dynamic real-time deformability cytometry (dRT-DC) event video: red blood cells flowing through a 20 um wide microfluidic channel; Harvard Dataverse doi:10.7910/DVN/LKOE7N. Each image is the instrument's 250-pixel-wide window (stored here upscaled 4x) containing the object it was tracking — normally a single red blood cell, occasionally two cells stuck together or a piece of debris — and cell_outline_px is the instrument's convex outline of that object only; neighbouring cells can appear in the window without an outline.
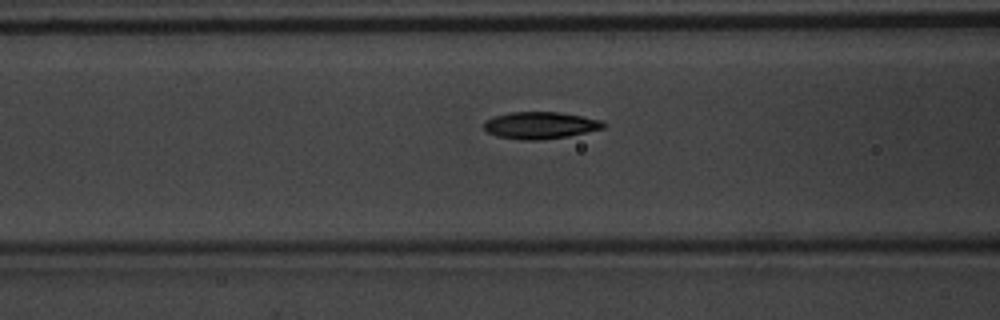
{"species": "common noctule bat (a hibernating species)", "species_latin": "Nyctalus noctula", "temperature_condition": "warm", "stored_images_in_passage": 28, "camera_frame_rate_fps": 3000, "um_per_image_px": 0.085, "animal": {"sex": "male", "body_mass_g": 20.1, "forearm_length_mm": 53.5}, "frame": {"image": 1, "passage_image": 5, "time_ms": 1.333, "image_size_px": [1000, 320], "cell_outline_px": [[608, 124], [604, 128], [568, 136], [536, 140], [520, 140], [496, 136], [488, 132], [484, 128], [484, 120], [492, 116], [508, 112], [560, 112], [600, 120]], "centroid_in_image_um": [45.88, 10.64], "position_along_channel_um": 120.7, "area_um2": 18.84}}
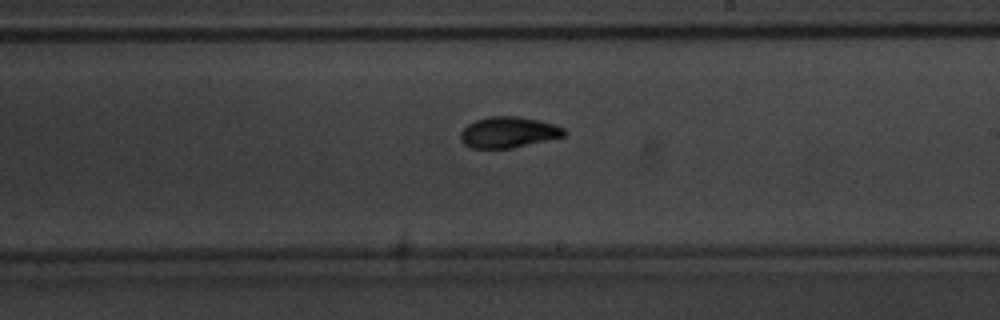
{"frame": {"image": 2, "passage_image": 15, "time_ms": 4.667, "image_size_px": [1000, 320], "cell_outline_px": [[568, 132], [564, 136], [512, 148], [472, 148], [464, 144], [460, 140], [460, 132], [468, 124], [476, 120], [488, 116], [520, 116], [540, 120], [564, 128]], "centroid_in_image_um": [43.21, 11.23], "position_along_channel_um": 245.8, "area_um2": 18.73}}
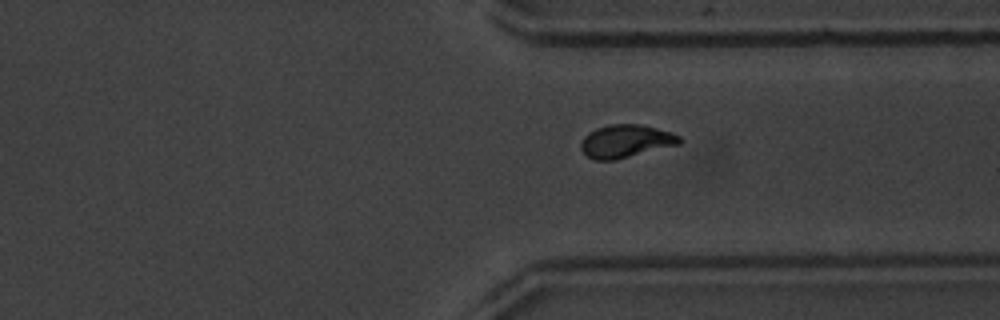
{"frame": {"image": 3, "passage_image": 24, "time_ms": 7.667, "image_size_px": [1000, 320], "cell_outline_px": [[684, 140], [680, 144], [616, 160], [592, 160], [580, 148], [580, 144], [584, 136], [588, 132], [596, 128], [608, 124], [640, 124], [672, 132], [680, 136]], "centroid_in_image_um": [53.2, 12.0], "position_along_channel_um": 358.2, "area_um2": 19.13}}